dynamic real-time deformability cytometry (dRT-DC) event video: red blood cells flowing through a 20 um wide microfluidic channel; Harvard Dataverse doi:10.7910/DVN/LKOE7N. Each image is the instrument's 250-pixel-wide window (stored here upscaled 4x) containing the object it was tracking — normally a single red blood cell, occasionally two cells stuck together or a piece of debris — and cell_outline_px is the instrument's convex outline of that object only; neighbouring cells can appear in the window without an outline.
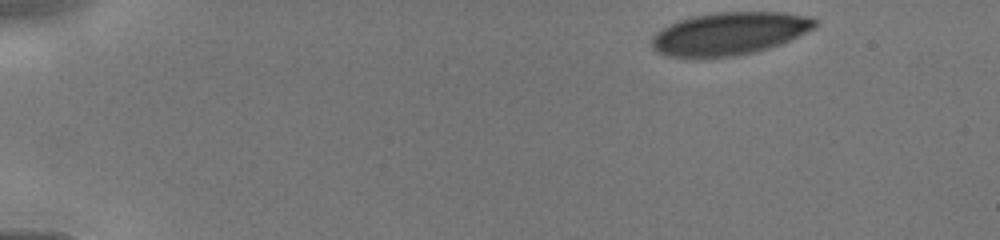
{"species": "human", "species_latin": "Homo sapiens", "temperature_condition": "cold", "stored_images_in_passage": 17, "camera_frame_rate_fps": 3000, "um_per_image_px": 0.085, "donor": {"sex": "male"}, "frame": {"image": 1, "passage_image": 1, "time_ms": 0.0, "image_size_px": [1000, 240], "cell_outline_px": [[816, 28], [780, 44], [768, 48], [736, 56], [696, 60], [668, 56], [656, 52], [652, 48], [652, 36], [660, 28], [676, 20], [692, 16], [716, 12], [784, 12], [812, 16], [816, 20]], "centroid_in_image_um": [61.94, 2.87], "position_along_channel_um": 23.1, "area_um2": 41.62}}
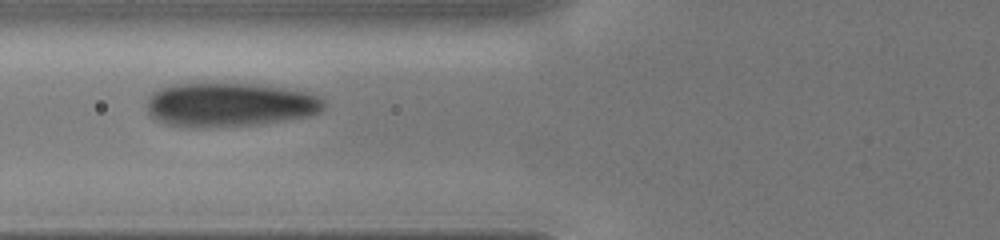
{"frame": {"image": 2, "passage_image": 10, "time_ms": 4.333, "image_size_px": [1000, 240], "cell_outline_px": [[324, 108], [320, 112], [308, 116], [260, 124], [204, 128], [196, 128], [164, 124], [156, 120], [148, 112], [148, 96], [152, 92], [160, 88], [172, 84], [260, 84], [308, 92], [320, 96], [324, 100]], "centroid_in_image_um": [19.52, 8.91], "position_along_channel_um": 106.3, "area_um2": 45.66}}
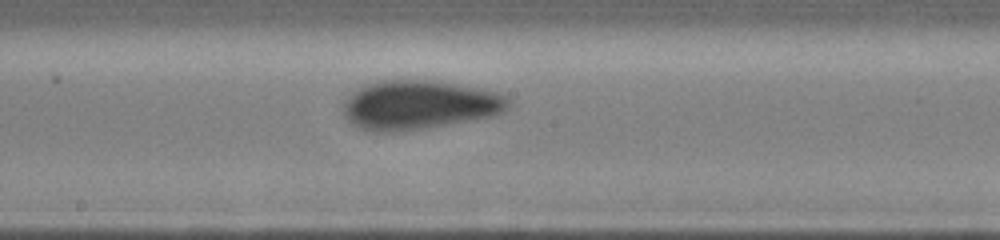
{"frame": {"image": 3, "passage_image": 17, "time_ms": 6.667, "image_size_px": [1000, 240], "cell_outline_px": [[512, 100], [508, 108], [500, 112], [488, 116], [424, 128], [396, 132], [380, 132], [360, 128], [352, 124], [344, 116], [344, 100], [352, 92], [368, 84], [380, 80], [436, 80], [460, 84], [500, 92], [508, 96]], "centroid_in_image_um": [35.63, 8.89], "position_along_channel_um": 212.6, "area_um2": 47.11}}